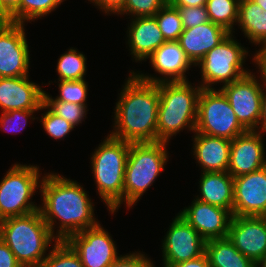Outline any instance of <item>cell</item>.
<instances>
[{
  "label": "cell",
  "mask_w": 266,
  "mask_h": 267,
  "mask_svg": "<svg viewBox=\"0 0 266 267\" xmlns=\"http://www.w3.org/2000/svg\"><path fill=\"white\" fill-rule=\"evenodd\" d=\"M131 70L118 93L112 137L129 142H157L159 83L142 80Z\"/></svg>",
  "instance_id": "obj_2"
},
{
  "label": "cell",
  "mask_w": 266,
  "mask_h": 267,
  "mask_svg": "<svg viewBox=\"0 0 266 267\" xmlns=\"http://www.w3.org/2000/svg\"><path fill=\"white\" fill-rule=\"evenodd\" d=\"M66 0H21L10 14V22L25 24L44 18L55 11Z\"/></svg>",
  "instance_id": "obj_26"
},
{
  "label": "cell",
  "mask_w": 266,
  "mask_h": 267,
  "mask_svg": "<svg viewBox=\"0 0 266 267\" xmlns=\"http://www.w3.org/2000/svg\"><path fill=\"white\" fill-rule=\"evenodd\" d=\"M6 172L0 182V221L39 210L32 201L43 178L39 166L17 162Z\"/></svg>",
  "instance_id": "obj_7"
},
{
  "label": "cell",
  "mask_w": 266,
  "mask_h": 267,
  "mask_svg": "<svg viewBox=\"0 0 266 267\" xmlns=\"http://www.w3.org/2000/svg\"><path fill=\"white\" fill-rule=\"evenodd\" d=\"M58 82L59 94L56 100L87 105L88 84L85 79L61 80Z\"/></svg>",
  "instance_id": "obj_34"
},
{
  "label": "cell",
  "mask_w": 266,
  "mask_h": 267,
  "mask_svg": "<svg viewBox=\"0 0 266 267\" xmlns=\"http://www.w3.org/2000/svg\"><path fill=\"white\" fill-rule=\"evenodd\" d=\"M168 142L130 143L124 173L123 204L133 209L165 170L169 161Z\"/></svg>",
  "instance_id": "obj_6"
},
{
  "label": "cell",
  "mask_w": 266,
  "mask_h": 267,
  "mask_svg": "<svg viewBox=\"0 0 266 267\" xmlns=\"http://www.w3.org/2000/svg\"><path fill=\"white\" fill-rule=\"evenodd\" d=\"M251 56L252 63L255 64L256 68L261 72L264 81L266 83V45L261 49L256 50Z\"/></svg>",
  "instance_id": "obj_41"
},
{
  "label": "cell",
  "mask_w": 266,
  "mask_h": 267,
  "mask_svg": "<svg viewBox=\"0 0 266 267\" xmlns=\"http://www.w3.org/2000/svg\"><path fill=\"white\" fill-rule=\"evenodd\" d=\"M254 1L257 5H259L262 10L266 11V0H252Z\"/></svg>",
  "instance_id": "obj_45"
},
{
  "label": "cell",
  "mask_w": 266,
  "mask_h": 267,
  "mask_svg": "<svg viewBox=\"0 0 266 267\" xmlns=\"http://www.w3.org/2000/svg\"><path fill=\"white\" fill-rule=\"evenodd\" d=\"M40 113L39 110H11L8 112H1L0 114V130L11 132L13 134L19 133L26 128L28 120H35L33 114Z\"/></svg>",
  "instance_id": "obj_35"
},
{
  "label": "cell",
  "mask_w": 266,
  "mask_h": 267,
  "mask_svg": "<svg viewBox=\"0 0 266 267\" xmlns=\"http://www.w3.org/2000/svg\"><path fill=\"white\" fill-rule=\"evenodd\" d=\"M246 131L220 89L202 88L198 98L195 132L233 140Z\"/></svg>",
  "instance_id": "obj_9"
},
{
  "label": "cell",
  "mask_w": 266,
  "mask_h": 267,
  "mask_svg": "<svg viewBox=\"0 0 266 267\" xmlns=\"http://www.w3.org/2000/svg\"><path fill=\"white\" fill-rule=\"evenodd\" d=\"M104 138L92 152L90 164L99 198L114 215L123 204L124 173L130 143L109 134Z\"/></svg>",
  "instance_id": "obj_5"
},
{
  "label": "cell",
  "mask_w": 266,
  "mask_h": 267,
  "mask_svg": "<svg viewBox=\"0 0 266 267\" xmlns=\"http://www.w3.org/2000/svg\"><path fill=\"white\" fill-rule=\"evenodd\" d=\"M44 109L46 111H44ZM42 110L44 113H41L42 116L40 117V122L44 131L49 137H51V139L53 138L54 140H62L74 130V125L62 117L57 116L44 103L41 105L39 111Z\"/></svg>",
  "instance_id": "obj_32"
},
{
  "label": "cell",
  "mask_w": 266,
  "mask_h": 267,
  "mask_svg": "<svg viewBox=\"0 0 266 267\" xmlns=\"http://www.w3.org/2000/svg\"><path fill=\"white\" fill-rule=\"evenodd\" d=\"M240 0H207L206 9L209 20L230 33L235 34L234 26L238 22Z\"/></svg>",
  "instance_id": "obj_27"
},
{
  "label": "cell",
  "mask_w": 266,
  "mask_h": 267,
  "mask_svg": "<svg viewBox=\"0 0 266 267\" xmlns=\"http://www.w3.org/2000/svg\"><path fill=\"white\" fill-rule=\"evenodd\" d=\"M95 7L104 12L105 15L115 14L126 0H88Z\"/></svg>",
  "instance_id": "obj_38"
},
{
  "label": "cell",
  "mask_w": 266,
  "mask_h": 267,
  "mask_svg": "<svg viewBox=\"0 0 266 267\" xmlns=\"http://www.w3.org/2000/svg\"><path fill=\"white\" fill-rule=\"evenodd\" d=\"M38 267L84 266L75 251L65 241H59L52 247L46 259Z\"/></svg>",
  "instance_id": "obj_31"
},
{
  "label": "cell",
  "mask_w": 266,
  "mask_h": 267,
  "mask_svg": "<svg viewBox=\"0 0 266 267\" xmlns=\"http://www.w3.org/2000/svg\"><path fill=\"white\" fill-rule=\"evenodd\" d=\"M205 254L210 267H257L236 249L228 237L206 241Z\"/></svg>",
  "instance_id": "obj_25"
},
{
  "label": "cell",
  "mask_w": 266,
  "mask_h": 267,
  "mask_svg": "<svg viewBox=\"0 0 266 267\" xmlns=\"http://www.w3.org/2000/svg\"><path fill=\"white\" fill-rule=\"evenodd\" d=\"M266 215V166L233 178V216Z\"/></svg>",
  "instance_id": "obj_15"
},
{
  "label": "cell",
  "mask_w": 266,
  "mask_h": 267,
  "mask_svg": "<svg viewBox=\"0 0 266 267\" xmlns=\"http://www.w3.org/2000/svg\"><path fill=\"white\" fill-rule=\"evenodd\" d=\"M199 195L195 199L215 205L233 214V176L229 172H201Z\"/></svg>",
  "instance_id": "obj_23"
},
{
  "label": "cell",
  "mask_w": 266,
  "mask_h": 267,
  "mask_svg": "<svg viewBox=\"0 0 266 267\" xmlns=\"http://www.w3.org/2000/svg\"><path fill=\"white\" fill-rule=\"evenodd\" d=\"M165 41H177L184 31L178 8L166 3L154 15Z\"/></svg>",
  "instance_id": "obj_29"
},
{
  "label": "cell",
  "mask_w": 266,
  "mask_h": 267,
  "mask_svg": "<svg viewBox=\"0 0 266 267\" xmlns=\"http://www.w3.org/2000/svg\"><path fill=\"white\" fill-rule=\"evenodd\" d=\"M39 192L43 202L39 210L59 241L99 224L92 198L76 180L54 172L44 173Z\"/></svg>",
  "instance_id": "obj_1"
},
{
  "label": "cell",
  "mask_w": 266,
  "mask_h": 267,
  "mask_svg": "<svg viewBox=\"0 0 266 267\" xmlns=\"http://www.w3.org/2000/svg\"><path fill=\"white\" fill-rule=\"evenodd\" d=\"M191 203L179 214L205 241L228 236L233 217L231 211L194 198Z\"/></svg>",
  "instance_id": "obj_17"
},
{
  "label": "cell",
  "mask_w": 266,
  "mask_h": 267,
  "mask_svg": "<svg viewBox=\"0 0 266 267\" xmlns=\"http://www.w3.org/2000/svg\"><path fill=\"white\" fill-rule=\"evenodd\" d=\"M87 57L78 49L71 47L58 58L56 72L58 81L86 79Z\"/></svg>",
  "instance_id": "obj_28"
},
{
  "label": "cell",
  "mask_w": 266,
  "mask_h": 267,
  "mask_svg": "<svg viewBox=\"0 0 266 267\" xmlns=\"http://www.w3.org/2000/svg\"><path fill=\"white\" fill-rule=\"evenodd\" d=\"M0 267H22L14 253L9 247L0 239Z\"/></svg>",
  "instance_id": "obj_39"
},
{
  "label": "cell",
  "mask_w": 266,
  "mask_h": 267,
  "mask_svg": "<svg viewBox=\"0 0 266 267\" xmlns=\"http://www.w3.org/2000/svg\"><path fill=\"white\" fill-rule=\"evenodd\" d=\"M234 36L230 33L195 65L201 71L199 85L202 88L215 89V84H230L250 72V69L244 67L250 50L241 45Z\"/></svg>",
  "instance_id": "obj_8"
},
{
  "label": "cell",
  "mask_w": 266,
  "mask_h": 267,
  "mask_svg": "<svg viewBox=\"0 0 266 267\" xmlns=\"http://www.w3.org/2000/svg\"><path fill=\"white\" fill-rule=\"evenodd\" d=\"M206 241L188 224L180 214H176L162 239V266L196 259L205 253Z\"/></svg>",
  "instance_id": "obj_12"
},
{
  "label": "cell",
  "mask_w": 266,
  "mask_h": 267,
  "mask_svg": "<svg viewBox=\"0 0 266 267\" xmlns=\"http://www.w3.org/2000/svg\"><path fill=\"white\" fill-rule=\"evenodd\" d=\"M264 133L247 130L231 140L228 170L233 178L266 166Z\"/></svg>",
  "instance_id": "obj_18"
},
{
  "label": "cell",
  "mask_w": 266,
  "mask_h": 267,
  "mask_svg": "<svg viewBox=\"0 0 266 267\" xmlns=\"http://www.w3.org/2000/svg\"><path fill=\"white\" fill-rule=\"evenodd\" d=\"M109 267H156L144 252L135 251L120 255Z\"/></svg>",
  "instance_id": "obj_37"
},
{
  "label": "cell",
  "mask_w": 266,
  "mask_h": 267,
  "mask_svg": "<svg viewBox=\"0 0 266 267\" xmlns=\"http://www.w3.org/2000/svg\"><path fill=\"white\" fill-rule=\"evenodd\" d=\"M201 90L199 84L190 81L159 83L157 141L169 143L184 129L195 132Z\"/></svg>",
  "instance_id": "obj_4"
},
{
  "label": "cell",
  "mask_w": 266,
  "mask_h": 267,
  "mask_svg": "<svg viewBox=\"0 0 266 267\" xmlns=\"http://www.w3.org/2000/svg\"><path fill=\"white\" fill-rule=\"evenodd\" d=\"M30 58L25 24L0 22V77L28 76Z\"/></svg>",
  "instance_id": "obj_13"
},
{
  "label": "cell",
  "mask_w": 266,
  "mask_h": 267,
  "mask_svg": "<svg viewBox=\"0 0 266 267\" xmlns=\"http://www.w3.org/2000/svg\"><path fill=\"white\" fill-rule=\"evenodd\" d=\"M207 0H168L174 7H199L206 6Z\"/></svg>",
  "instance_id": "obj_43"
},
{
  "label": "cell",
  "mask_w": 266,
  "mask_h": 267,
  "mask_svg": "<svg viewBox=\"0 0 266 267\" xmlns=\"http://www.w3.org/2000/svg\"><path fill=\"white\" fill-rule=\"evenodd\" d=\"M0 239L22 267H38L51 251L48 249L59 242L40 210L0 221Z\"/></svg>",
  "instance_id": "obj_3"
},
{
  "label": "cell",
  "mask_w": 266,
  "mask_h": 267,
  "mask_svg": "<svg viewBox=\"0 0 266 267\" xmlns=\"http://www.w3.org/2000/svg\"><path fill=\"white\" fill-rule=\"evenodd\" d=\"M256 265L257 267H266V256H264Z\"/></svg>",
  "instance_id": "obj_46"
},
{
  "label": "cell",
  "mask_w": 266,
  "mask_h": 267,
  "mask_svg": "<svg viewBox=\"0 0 266 267\" xmlns=\"http://www.w3.org/2000/svg\"><path fill=\"white\" fill-rule=\"evenodd\" d=\"M227 237L241 254L255 264L266 256L264 216H233Z\"/></svg>",
  "instance_id": "obj_16"
},
{
  "label": "cell",
  "mask_w": 266,
  "mask_h": 267,
  "mask_svg": "<svg viewBox=\"0 0 266 267\" xmlns=\"http://www.w3.org/2000/svg\"><path fill=\"white\" fill-rule=\"evenodd\" d=\"M44 104L57 116L67 120L75 127L85 121L89 111L87 105L56 100L46 91H44Z\"/></svg>",
  "instance_id": "obj_30"
},
{
  "label": "cell",
  "mask_w": 266,
  "mask_h": 267,
  "mask_svg": "<svg viewBox=\"0 0 266 267\" xmlns=\"http://www.w3.org/2000/svg\"><path fill=\"white\" fill-rule=\"evenodd\" d=\"M258 72L260 76H255V72L250 71L240 79L219 87L227 97L238 121L246 130H259L262 96L266 83L261 72L259 70Z\"/></svg>",
  "instance_id": "obj_10"
},
{
  "label": "cell",
  "mask_w": 266,
  "mask_h": 267,
  "mask_svg": "<svg viewBox=\"0 0 266 267\" xmlns=\"http://www.w3.org/2000/svg\"><path fill=\"white\" fill-rule=\"evenodd\" d=\"M237 26L252 45H266V11L254 1H239Z\"/></svg>",
  "instance_id": "obj_24"
},
{
  "label": "cell",
  "mask_w": 266,
  "mask_h": 267,
  "mask_svg": "<svg viewBox=\"0 0 266 267\" xmlns=\"http://www.w3.org/2000/svg\"><path fill=\"white\" fill-rule=\"evenodd\" d=\"M127 28V45L132 59L137 63L146 62L165 39L154 16L130 19Z\"/></svg>",
  "instance_id": "obj_20"
},
{
  "label": "cell",
  "mask_w": 266,
  "mask_h": 267,
  "mask_svg": "<svg viewBox=\"0 0 266 267\" xmlns=\"http://www.w3.org/2000/svg\"><path fill=\"white\" fill-rule=\"evenodd\" d=\"M157 75L135 73L144 81L151 83L189 81L186 72L195 66L186 56L178 41H166L148 58Z\"/></svg>",
  "instance_id": "obj_14"
},
{
  "label": "cell",
  "mask_w": 266,
  "mask_h": 267,
  "mask_svg": "<svg viewBox=\"0 0 266 267\" xmlns=\"http://www.w3.org/2000/svg\"><path fill=\"white\" fill-rule=\"evenodd\" d=\"M28 76L0 77L1 112L11 110H40L44 90Z\"/></svg>",
  "instance_id": "obj_19"
},
{
  "label": "cell",
  "mask_w": 266,
  "mask_h": 267,
  "mask_svg": "<svg viewBox=\"0 0 266 267\" xmlns=\"http://www.w3.org/2000/svg\"><path fill=\"white\" fill-rule=\"evenodd\" d=\"M65 242L79 256L84 267H109L120 257L115 241L101 223L72 234Z\"/></svg>",
  "instance_id": "obj_11"
},
{
  "label": "cell",
  "mask_w": 266,
  "mask_h": 267,
  "mask_svg": "<svg viewBox=\"0 0 266 267\" xmlns=\"http://www.w3.org/2000/svg\"><path fill=\"white\" fill-rule=\"evenodd\" d=\"M167 267H210L208 258L204 253L202 256L182 263H177Z\"/></svg>",
  "instance_id": "obj_42"
},
{
  "label": "cell",
  "mask_w": 266,
  "mask_h": 267,
  "mask_svg": "<svg viewBox=\"0 0 266 267\" xmlns=\"http://www.w3.org/2000/svg\"><path fill=\"white\" fill-rule=\"evenodd\" d=\"M229 34L230 32L223 27L209 21L184 29L177 41L188 59L196 65L206 53L223 42Z\"/></svg>",
  "instance_id": "obj_22"
},
{
  "label": "cell",
  "mask_w": 266,
  "mask_h": 267,
  "mask_svg": "<svg viewBox=\"0 0 266 267\" xmlns=\"http://www.w3.org/2000/svg\"><path fill=\"white\" fill-rule=\"evenodd\" d=\"M21 0H0V22H10V14L19 6Z\"/></svg>",
  "instance_id": "obj_40"
},
{
  "label": "cell",
  "mask_w": 266,
  "mask_h": 267,
  "mask_svg": "<svg viewBox=\"0 0 266 267\" xmlns=\"http://www.w3.org/2000/svg\"><path fill=\"white\" fill-rule=\"evenodd\" d=\"M166 3L168 0H126L115 15L129 18L154 16Z\"/></svg>",
  "instance_id": "obj_33"
},
{
  "label": "cell",
  "mask_w": 266,
  "mask_h": 267,
  "mask_svg": "<svg viewBox=\"0 0 266 267\" xmlns=\"http://www.w3.org/2000/svg\"><path fill=\"white\" fill-rule=\"evenodd\" d=\"M259 131L266 133V87L262 96V106H261V118L259 123Z\"/></svg>",
  "instance_id": "obj_44"
},
{
  "label": "cell",
  "mask_w": 266,
  "mask_h": 267,
  "mask_svg": "<svg viewBox=\"0 0 266 267\" xmlns=\"http://www.w3.org/2000/svg\"><path fill=\"white\" fill-rule=\"evenodd\" d=\"M193 158L201 172H226L229 165L231 140L194 132Z\"/></svg>",
  "instance_id": "obj_21"
},
{
  "label": "cell",
  "mask_w": 266,
  "mask_h": 267,
  "mask_svg": "<svg viewBox=\"0 0 266 267\" xmlns=\"http://www.w3.org/2000/svg\"><path fill=\"white\" fill-rule=\"evenodd\" d=\"M178 8L184 29L196 27L209 22L206 6Z\"/></svg>",
  "instance_id": "obj_36"
}]
</instances>
